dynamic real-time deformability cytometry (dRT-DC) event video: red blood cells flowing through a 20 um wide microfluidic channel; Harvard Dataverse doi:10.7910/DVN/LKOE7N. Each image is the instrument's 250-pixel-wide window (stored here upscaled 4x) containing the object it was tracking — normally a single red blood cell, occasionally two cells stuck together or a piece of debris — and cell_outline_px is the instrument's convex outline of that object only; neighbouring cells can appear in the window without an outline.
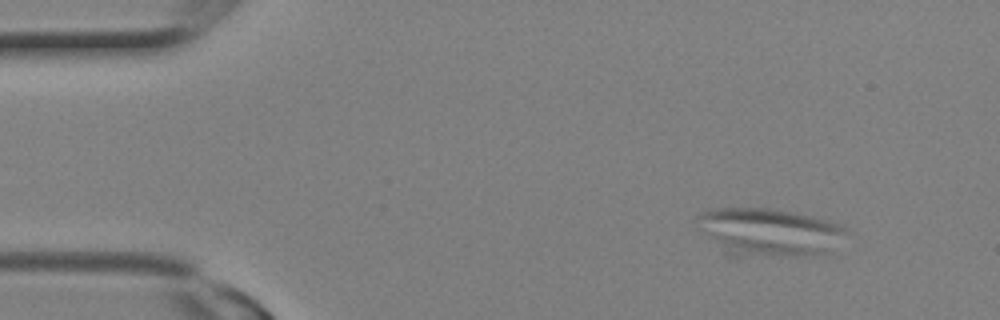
{"species": "Egyptian fruit bat (a non-hibernating species)", "species_latin": "Rousettus aegyptiacus", "temperature_condition": "room temperature", "stored_images_in_passage": 2, "camera_frame_rate_fps": 3000, "um_per_image_px": 0.085, "animal": {"sex": "female"}, "frame": {"image": 1, "passage_image": 1, "time_ms": 0.0, "image_size_px": [1000, 320], "cell_outline_px": [[844, 232], [832, 252], [812, 256], [728, 256], [700, 228], [696, 216], [700, 212], [708, 208], [768, 208], [792, 212], [812, 216], [828, 220], [840, 224], [844, 228]], "centroid_in_image_um": [65.36, 19.74], "position_along_channel_um": 19.6, "area_um2": 41.62}}